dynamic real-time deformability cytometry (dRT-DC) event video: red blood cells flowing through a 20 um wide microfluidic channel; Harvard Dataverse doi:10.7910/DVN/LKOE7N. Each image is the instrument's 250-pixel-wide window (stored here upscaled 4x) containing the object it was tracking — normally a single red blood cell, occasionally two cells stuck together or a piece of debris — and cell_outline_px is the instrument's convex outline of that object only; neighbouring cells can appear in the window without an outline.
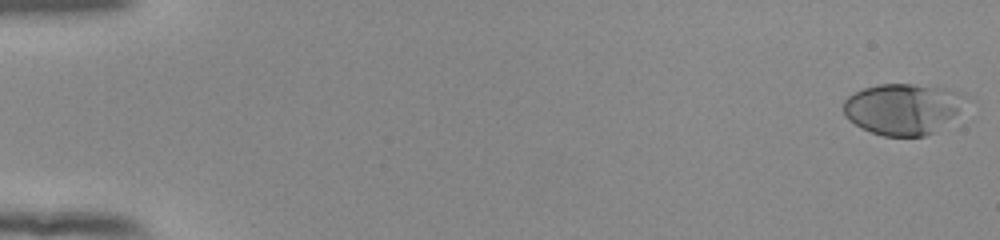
{"species": "human", "species_latin": "Homo sapiens", "temperature_condition": "room temperature", "stored_images_in_passage": 54, "camera_frame_rate_fps": 3000, "um_per_image_px": 0.085, "donor": {"sex": "female"}, "frame": {"image": 1, "passage_image": 1, "time_ms": 0.0, "image_size_px": [1000, 240], "cell_outline_px": [[964, 92], [956, 112], [936, 132], [924, 136], [884, 136], [872, 132], [848, 120], [844, 116], [844, 100], [848, 96], [864, 88], [880, 84], [912, 84], [944, 88]], "centroid_in_image_um": [76.67, 9.25], "position_along_channel_um": 8.3, "area_um2": 35.6}}
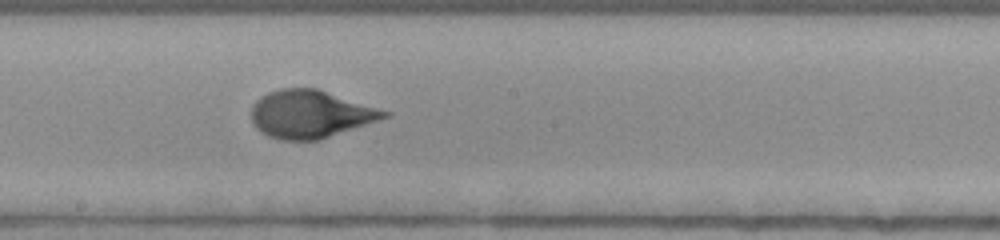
{"frame": {"image": 2, "passage_image": 31, "time_ms": 10.0, "image_size_px": [1000, 240], "cell_outline_px": [[392, 116], [320, 140], [280, 140], [268, 136], [260, 132], [252, 124], [252, 104], [260, 96], [268, 92], [280, 88], [316, 88], [392, 112]], "centroid_in_image_um": [26.39, 9.7], "position_along_channel_um": 221.8, "area_um2": 37.34}}
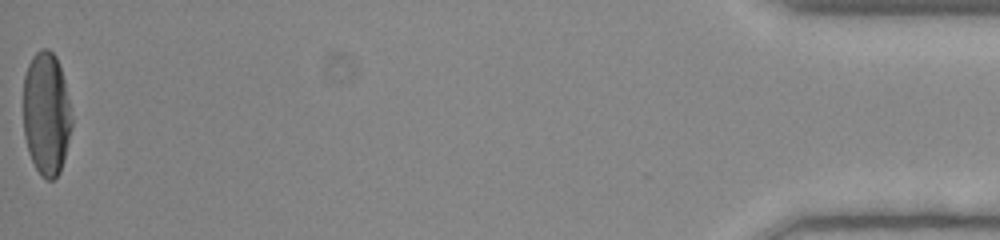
{"frame": {"image": 3, "passage_image": 54, "time_ms": 17.667, "image_size_px": [1000, 240], "cell_outline_px": [[72, 124], [60, 172], [52, 180], [48, 180], [40, 176], [28, 152], [24, 136], [24, 76], [28, 64], [32, 56], [40, 48], [48, 48], [56, 56], [64, 80], [72, 120]], "centroid_in_image_um": [3.92, 9.65], "position_along_channel_um": 431.3, "area_um2": 34.62}, "authors_computed_cell_mechanics": {"area_um2": 35.258, "velocity_mm_per_s": 3.9041, "shape_relaxation_time_tau1_ms": 4.7272, "shape_relaxation_time_tau2_ms": null, "deformation_change_tau1": 0.2193, "deformation_change_tau2": null}}